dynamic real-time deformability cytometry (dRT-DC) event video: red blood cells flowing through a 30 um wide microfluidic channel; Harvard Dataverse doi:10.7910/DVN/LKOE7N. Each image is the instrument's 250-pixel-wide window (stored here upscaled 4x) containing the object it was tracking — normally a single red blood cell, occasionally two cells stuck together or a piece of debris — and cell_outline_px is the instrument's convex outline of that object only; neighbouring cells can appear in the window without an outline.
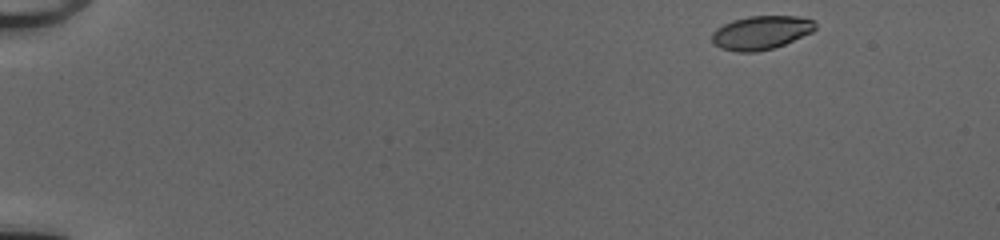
{"species": "common noctule bat (a hibernating species)", "species_latin": "Nyctalus noctula", "temperature_condition": "cold", "stored_images_in_passage": 47, "camera_frame_rate_fps": 3000, "um_per_image_px": 0.085, "animal": {"sex": "female", "body_mass_g": 20.0, "forearm_length_mm": 54.0}, "frame": {"image": 1, "passage_image": 1, "time_ms": 0.0, "image_size_px": [1000, 240], "cell_outline_px": [[816, 28], [812, 32], [784, 44], [772, 48], [756, 52], [736, 52], [720, 48], [712, 44], [712, 32], [716, 28], [732, 20], [748, 16], [796, 16], [812, 20], [816, 24]], "centroid_in_image_um": [64.65, 2.77], "position_along_channel_um": 20.4, "area_um2": 20.29}}
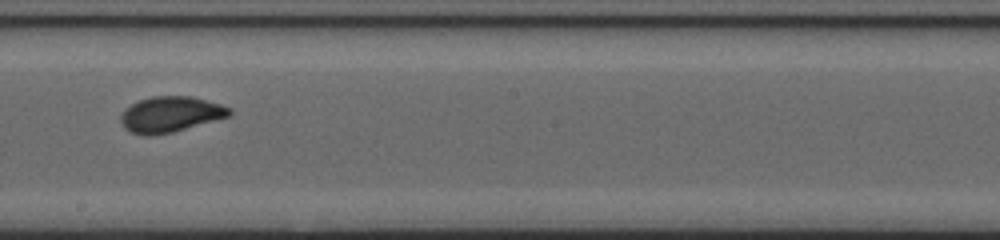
{"frame": {"image": 2, "passage_image": 27, "time_ms": 8.667, "image_size_px": [1000, 240], "cell_outline_px": [[232, 116], [172, 132], [156, 136], [144, 136], [132, 132], [124, 128], [120, 120], [120, 116], [124, 108], [140, 100], [152, 96], [192, 96], [220, 104], [232, 108]], "centroid_in_image_um": [14.5, 9.73], "position_along_channel_um": 233.7, "area_um2": 22.83}}
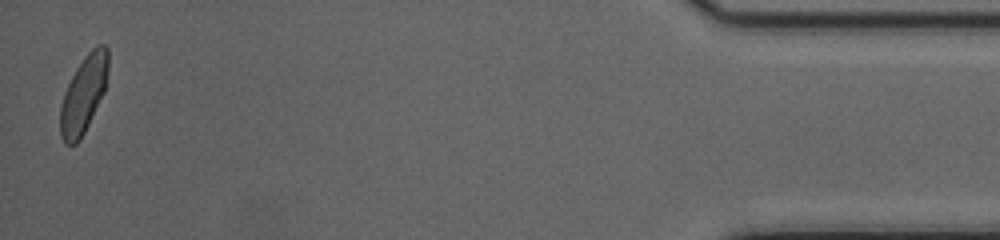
{"frame": {"image": 3, "passage_image": 47, "time_ms": 15.333, "image_size_px": [1000, 240], "cell_outline_px": [[108, 68], [104, 92], [80, 140], [76, 144], [64, 144], [60, 136], [60, 104], [64, 92], [76, 68], [84, 56], [96, 44], [104, 44], [108, 48]], "centroid_in_image_um": [7.09, 8.0], "position_along_channel_um": 428.1, "area_um2": 21.5}, "authors_computed_cell_mechanics": {"area_um2": 21.6172, "velocity_mm_per_s": 4.049, "shape_relaxation_time_tau1_ms": 3.5661, "shape_relaxation_time_tau2_ms": 0.8645, "deformation_change_tau1": 0.1583, "deformation_change_tau2": 0.0563}}